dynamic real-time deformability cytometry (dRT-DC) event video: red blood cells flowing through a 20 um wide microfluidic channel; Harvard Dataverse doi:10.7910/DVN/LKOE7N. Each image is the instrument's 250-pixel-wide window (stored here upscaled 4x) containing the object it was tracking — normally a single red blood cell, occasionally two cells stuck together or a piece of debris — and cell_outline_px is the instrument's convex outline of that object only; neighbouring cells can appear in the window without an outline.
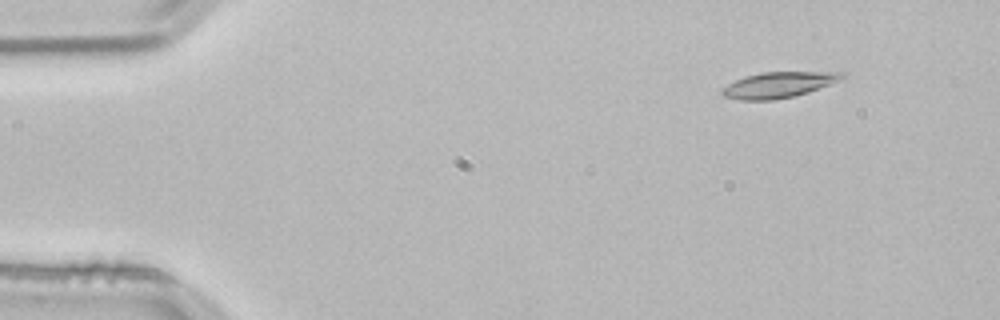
{"species": "common noctule bat (a hibernating species)", "species_latin": "Nyctalus noctula", "temperature_condition": "room temperature", "stored_images_in_passage": 48, "camera_frame_rate_fps": 3000, "um_per_image_px": 0.085, "animal": {"sex": "male", "body_mass_g": 21.5, "forearm_length_mm": 52.0}, "frame": {"image": 1, "passage_image": 1, "time_ms": 0.0, "image_size_px": [1000, 320], "cell_outline_px": [[844, 76], [840, 80], [808, 92], [792, 96], [772, 100], [740, 100], [724, 96], [720, 92], [728, 84], [744, 76], [764, 72], [844, 72]], "centroid_in_image_um": [66.15, 7.21], "position_along_channel_um": 18.8, "area_um2": 17.69}}
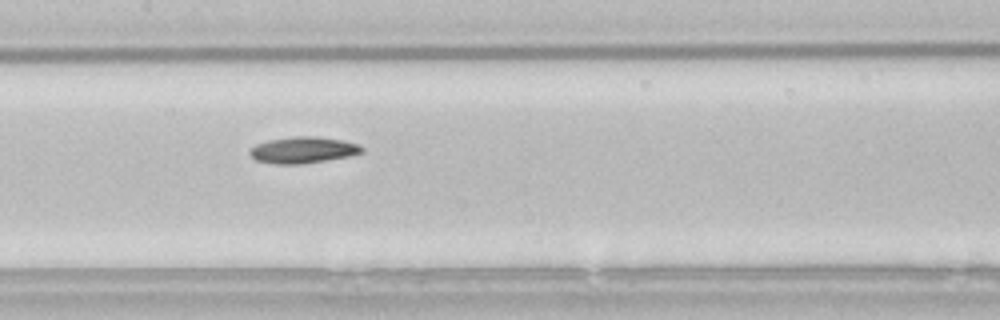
{"frame": {"image": 2, "passage_image": 21, "time_ms": 6.667, "image_size_px": [1000, 320], "cell_outline_px": [[364, 152], [352, 156], [304, 164], [272, 164], [256, 160], [248, 152], [248, 148], [256, 144], [268, 140], [296, 136], [316, 136], [340, 140], [360, 144], [364, 148]], "centroid_in_image_um": [25.77, 12.76], "position_along_channel_um": 181.6, "area_um2": 17.51}}
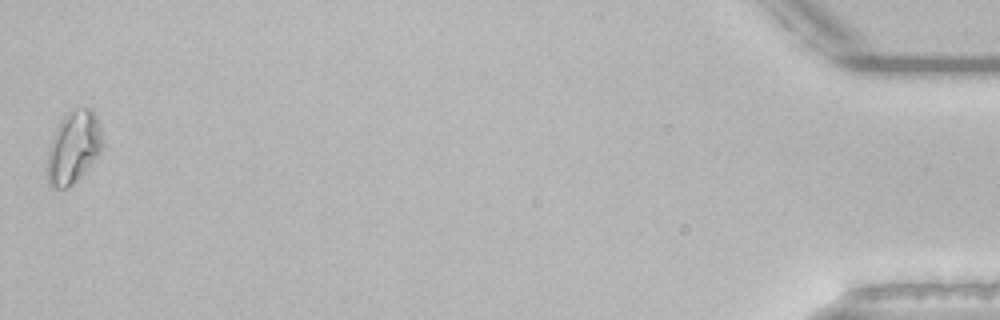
{"frame": {"image": 3, "passage_image": 48, "time_ms": 15.667, "image_size_px": [1000, 320], "cell_outline_px": [[100, 152], [76, 180], [68, 188], [52, 188], [48, 184], [48, 144], [60, 120], [68, 112], [76, 108], [92, 108], [96, 116], [100, 128]], "centroid_in_image_um": [6.2, 12.5], "position_along_channel_um": 429.0, "area_um2": 22.77}, "authors_computed_cell_mechanics": {"area_um2": 17.0799, "velocity_mm_per_s": 3.8386, "shape_relaxation_time_tau1_ms": 8.036, "shape_relaxation_time_tau2_ms": null, "deformation_change_tau1": 0.1495, "deformation_change_tau2": null}}